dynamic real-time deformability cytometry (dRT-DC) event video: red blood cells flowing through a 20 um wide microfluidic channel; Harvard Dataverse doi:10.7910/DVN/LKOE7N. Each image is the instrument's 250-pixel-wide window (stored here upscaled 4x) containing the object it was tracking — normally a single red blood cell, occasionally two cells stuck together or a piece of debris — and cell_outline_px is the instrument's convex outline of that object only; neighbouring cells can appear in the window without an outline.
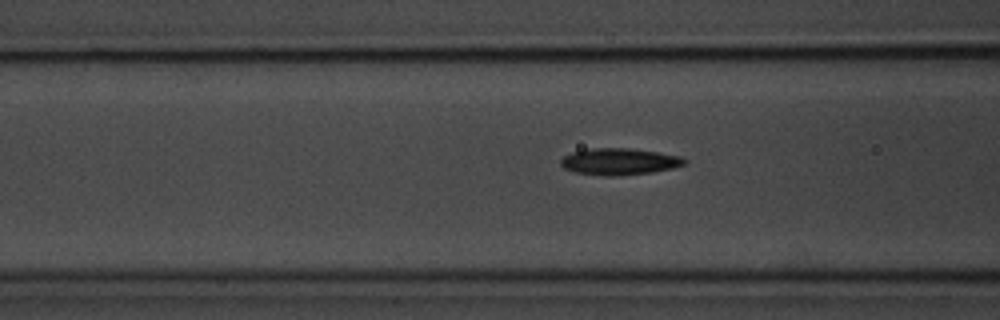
{"species": "common noctule bat (a hibernating species)", "species_latin": "Nyctalus noctula", "temperature_condition": "room temperature", "stored_images_in_passage": 35, "camera_frame_rate_fps": 3000, "um_per_image_px": 0.085, "animal": {"sex": "male", "body_mass_g": 20.1, "forearm_length_mm": 53.5}, "frame": {"image": 1, "passage_image": 12, "time_ms": 3.667, "image_size_px": [1000, 320], "cell_outline_px": [[688, 160], [684, 164], [672, 168], [652, 172], [616, 176], [608, 176], [576, 172], [564, 168], [560, 164], [560, 160], [564, 156], [572, 152], [592, 148], [628, 148], [656, 152], [680, 156]], "centroid_in_image_um": [52.63, 13.73], "position_along_channel_um": 114.0, "area_um2": 19.02}}
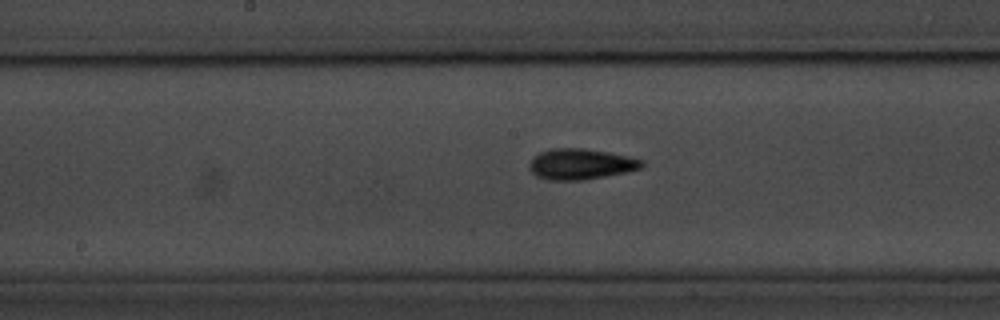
{"frame": {"image": 2, "passage_image": 19, "time_ms": 6.0, "image_size_px": [1000, 320], "cell_outline_px": [[644, 168], [628, 172], [584, 180], [548, 180], [536, 176], [528, 168], [528, 164], [532, 156], [540, 152], [552, 148], [584, 148], [608, 152], [628, 156], [644, 160]], "centroid_in_image_um": [49.36, 13.95], "position_along_channel_um": 198.8, "area_um2": 20.52}}
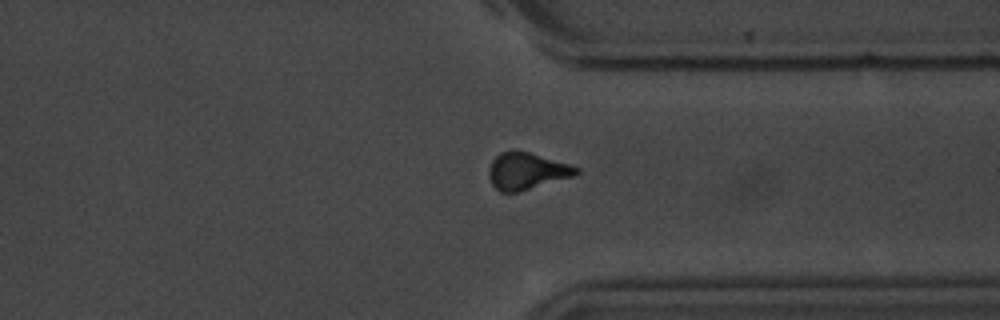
{"frame": {"image": 3, "passage_image": 33, "time_ms": 10.667, "image_size_px": [1000, 320], "cell_outline_px": [[580, 172], [572, 176], [516, 192], [500, 192], [492, 184], [488, 176], [488, 168], [492, 160], [500, 152], [512, 148], [528, 152], [572, 164], [580, 168]], "centroid_in_image_um": [44.74, 14.5], "position_along_channel_um": 366.7, "area_um2": 18.84}}